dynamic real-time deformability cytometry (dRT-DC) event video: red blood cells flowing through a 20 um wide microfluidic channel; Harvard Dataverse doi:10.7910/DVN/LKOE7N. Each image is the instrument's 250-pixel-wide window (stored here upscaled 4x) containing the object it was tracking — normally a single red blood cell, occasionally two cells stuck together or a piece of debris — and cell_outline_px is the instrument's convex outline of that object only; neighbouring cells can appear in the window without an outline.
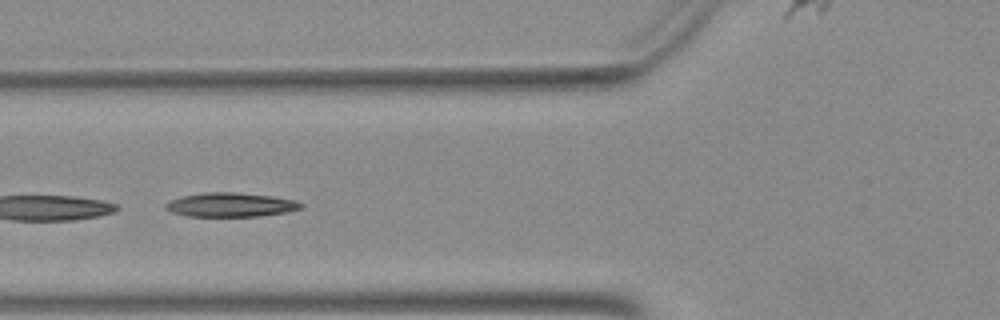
{"species": "Egyptian fruit bat (a non-hibernating species)", "species_latin": "Rousettus aegyptiacus", "temperature_condition": "warm", "stored_images_in_passage": 17, "segment_of_instrument_passage": [2, 2], "camera_frame_rate_fps": 3000, "um_per_image_px": 0.085, "animal": {"sex": "female"}, "frame": {"image": 1, "passage_image": 15, "time_ms": 4.667, "image_size_px": [1000, 320], "cell_outline_px": [[304, 208], [284, 212], [260, 216], [188, 216], [172, 212], [164, 208], [164, 204], [172, 200], [184, 196], [208, 192], [232, 192], [272, 196], [296, 200], [304, 204]], "centroid_in_image_um": [19.64, 17.41], "position_along_channel_um": 106.2, "area_um2": 18.84}}